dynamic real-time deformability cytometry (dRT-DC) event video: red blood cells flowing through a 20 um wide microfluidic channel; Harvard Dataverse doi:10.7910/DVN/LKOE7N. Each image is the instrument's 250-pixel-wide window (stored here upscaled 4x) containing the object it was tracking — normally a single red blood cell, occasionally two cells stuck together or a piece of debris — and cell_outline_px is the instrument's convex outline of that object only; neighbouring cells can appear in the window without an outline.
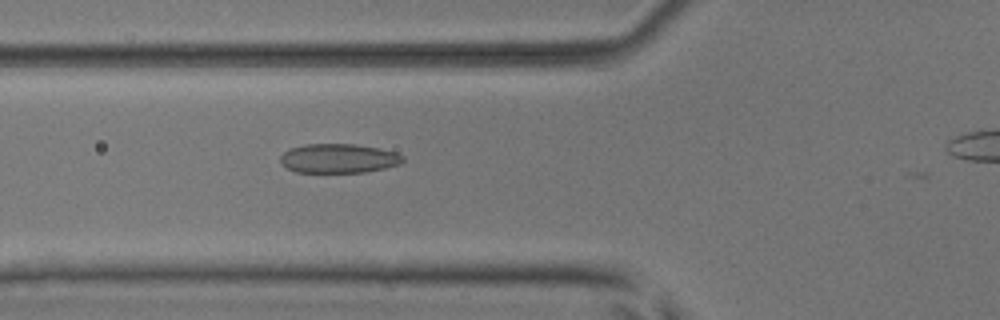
{"species": "common noctule bat (a hibernating species)", "species_latin": "Nyctalus noctula", "temperature_condition": "room temperature", "stored_images_in_passage": 34, "camera_frame_rate_fps": 3000, "um_per_image_px": 0.085, "animal": {"sex": "male", "body_mass_g": 17.9, "forearm_length_mm": 54.2}, "frame": {"image": 1, "passage_image": 7, "time_ms": 2.0, "image_size_px": [1000, 320], "cell_outline_px": [[404, 160], [400, 164], [384, 168], [364, 172], [296, 172], [280, 164], [280, 156], [288, 148], [304, 144], [356, 144], [380, 148], [396, 152], [404, 156]], "centroid_in_image_um": [28.77, 13.45], "position_along_channel_um": 97.0, "area_um2": 21.04}}
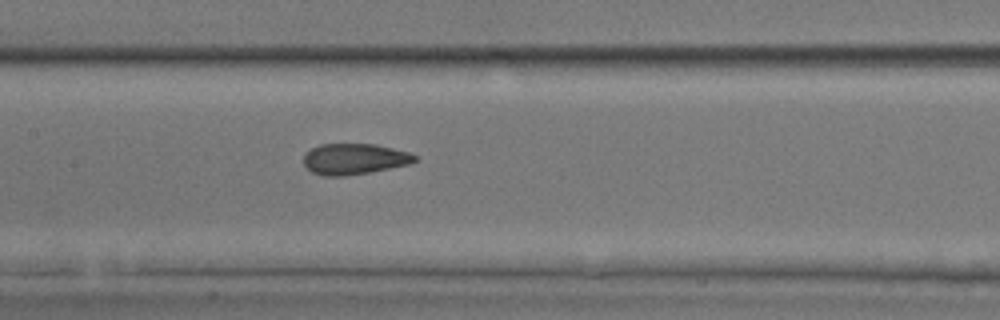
{"frame": {"image": 2, "passage_image": 13, "time_ms": 4.0, "image_size_px": [1000, 320], "cell_outline_px": [[416, 160], [408, 164], [368, 172], [344, 176], [324, 176], [312, 172], [304, 164], [304, 152], [320, 144], [376, 144], [408, 152], [416, 156]], "centroid_in_image_um": [30.07, 13.5], "position_along_channel_um": 177.3, "area_um2": 19.83}}
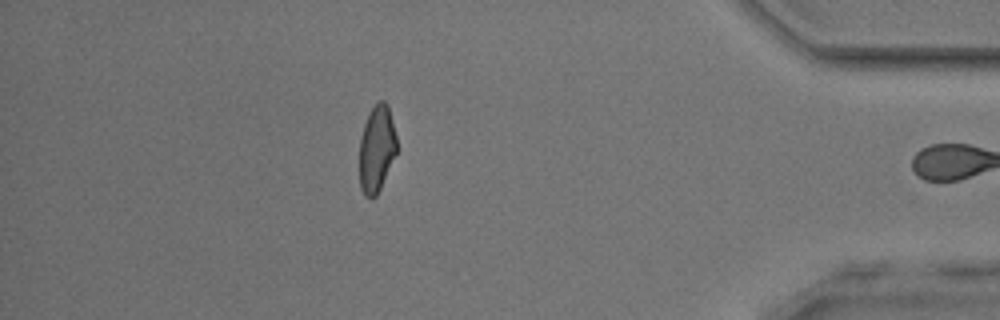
{"frame": {"image": 3, "passage_image": 33, "time_ms": 10.667, "image_size_px": [1000, 320], "cell_outline_px": [[396, 152], [380, 188], [376, 196], [372, 200], [364, 196], [360, 188], [360, 136], [364, 124], [372, 108], [380, 100], [384, 100], [388, 104], [396, 136]], "centroid_in_image_um": [32.0, 12.66], "position_along_channel_um": 403.2, "area_um2": 18.67}, "authors_computed_cell_mechanics": {"area_um2": 20.23, "velocity_mm_per_s": 4.0089, "shape_relaxation_time_tau1_ms": 9.5097, "shape_relaxation_time_tau2_ms": 1.6794, "deformation_change_tau1": 0.2037, "deformation_change_tau2": 0.0864}}